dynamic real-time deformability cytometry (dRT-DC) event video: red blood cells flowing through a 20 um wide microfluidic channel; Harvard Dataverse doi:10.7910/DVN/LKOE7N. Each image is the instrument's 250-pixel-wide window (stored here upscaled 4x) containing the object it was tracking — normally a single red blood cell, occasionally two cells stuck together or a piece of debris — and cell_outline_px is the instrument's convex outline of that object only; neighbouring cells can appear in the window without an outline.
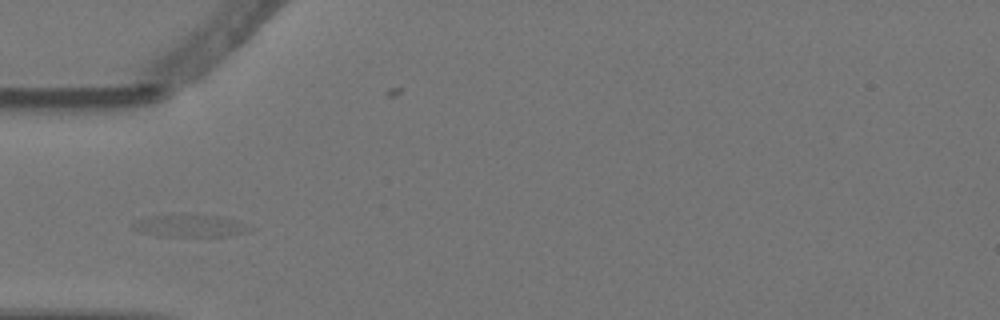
{"species": "Egyptian fruit bat (a non-hibernating species)", "species_latin": "Rousettus aegyptiacus", "temperature_condition": "warm", "stored_images_in_passage": 5, "camera_frame_rate_fps": 3000, "um_per_image_px": 0.085, "animal": {"sex": "female"}, "frame": {"image": 1, "passage_image": 2, "time_ms": 0.333, "image_size_px": [1000, 320], "cell_outline_px": [[252, 228], [244, 232], [224, 236], [156, 236], [140, 232], [132, 228], [132, 224], [136, 220], [148, 216], [216, 216]], "centroid_in_image_um": [15.97, 19.23], "position_along_channel_um": 69.0, "area_um2": 14.22}}
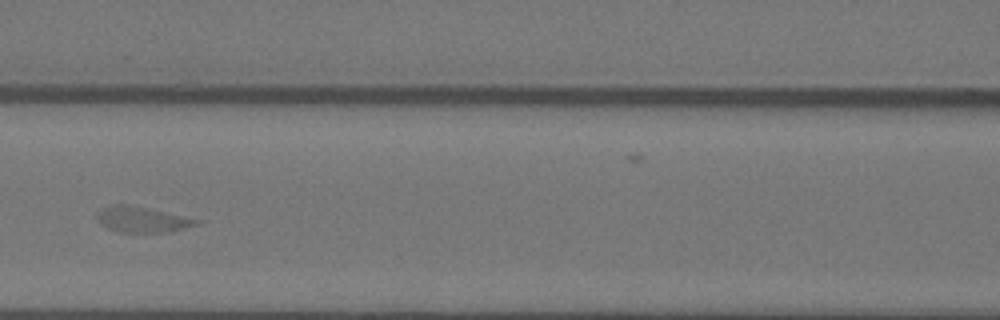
{"frame": {"image": 2, "passage_image": 4, "time_ms": 1.0, "image_size_px": [1000, 320], "cell_outline_px": [[204, 220], [196, 224], [184, 228], [168, 232], [120, 232], [108, 228], [96, 220], [96, 212], [100, 208], [112, 204], [128, 204]], "centroid_in_image_um": [12.04, 18.64], "position_along_channel_um": 154.6, "area_um2": 14.91}}
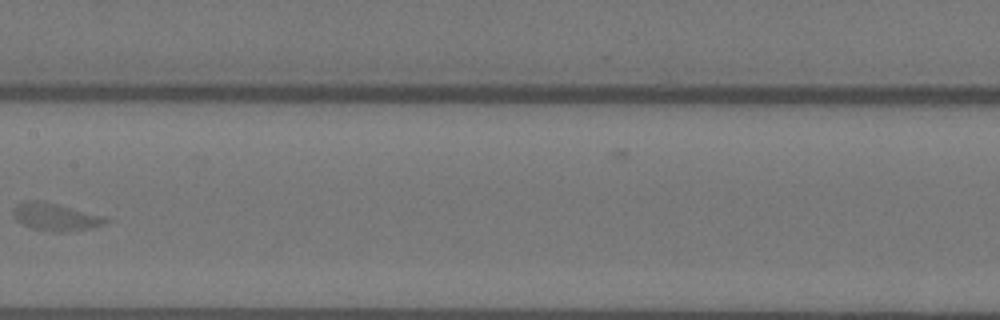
{"frame": {"image": 3, "passage_image": 5, "time_ms": 1.333, "image_size_px": [1000, 320], "cell_outline_px": [[108, 220], [100, 224], [88, 228], [68, 232], [52, 232], [32, 228], [16, 220], [12, 212], [24, 200], [36, 200], [56, 204], [104, 216]], "centroid_in_image_um": [4.67, 18.44], "position_along_channel_um": 202.7, "area_um2": 14.33}}